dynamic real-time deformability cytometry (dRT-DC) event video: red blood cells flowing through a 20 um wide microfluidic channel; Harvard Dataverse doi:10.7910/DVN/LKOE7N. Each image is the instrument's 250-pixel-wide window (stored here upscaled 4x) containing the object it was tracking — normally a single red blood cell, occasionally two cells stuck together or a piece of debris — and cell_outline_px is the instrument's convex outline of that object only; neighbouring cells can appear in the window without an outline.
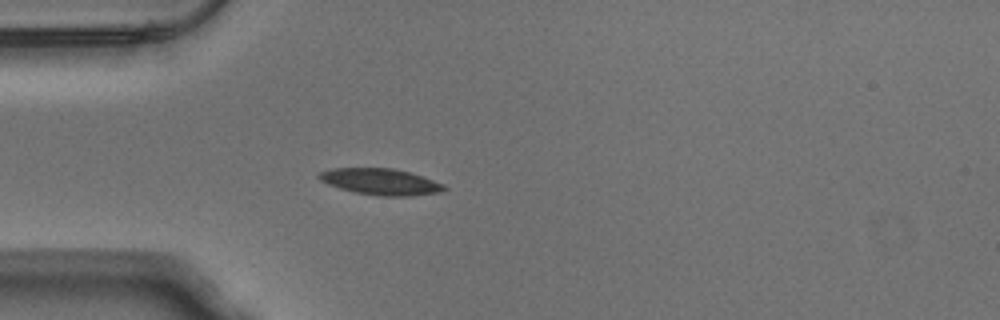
{"species": "Egyptian fruit bat (a non-hibernating species)", "species_latin": "Rousettus aegyptiacus", "temperature_condition": "warm", "stored_images_in_passage": 39, "camera_frame_rate_fps": 3000, "um_per_image_px": 0.085, "animal": {"sex": "male"}, "frame": {"image": 1, "passage_image": 1, "time_ms": 0.0, "image_size_px": [1000, 320], "cell_outline_px": [[448, 188], [440, 192], [412, 196], [380, 196], [356, 192], [340, 188], [328, 184], [320, 180], [316, 176], [320, 172], [332, 168], [392, 168], [408, 172], [444, 184]], "centroid_in_image_um": [32.34, 15.45], "position_along_channel_um": 52.7, "area_um2": 19.02}}
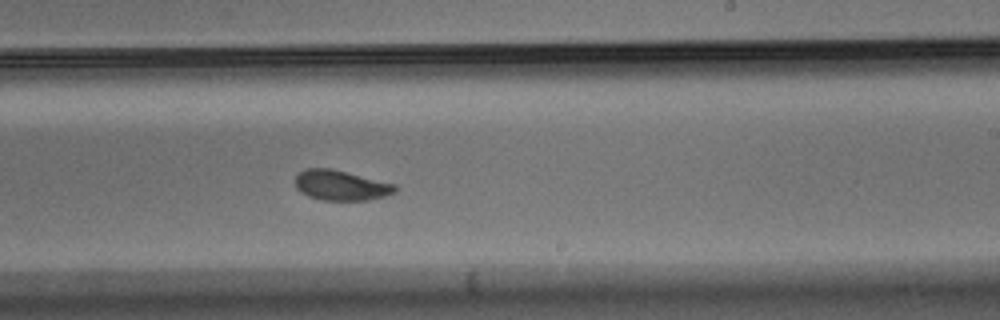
{"frame": {"image": 2, "passage_image": 18, "time_ms": 5.667, "image_size_px": [1000, 320], "cell_outline_px": [[396, 192], [384, 196], [368, 200], [324, 200], [308, 196], [300, 192], [296, 188], [296, 176], [304, 168], [332, 168], [396, 184]], "centroid_in_image_um": [28.98, 15.74], "position_along_channel_um": 260.0, "area_um2": 17.57}}
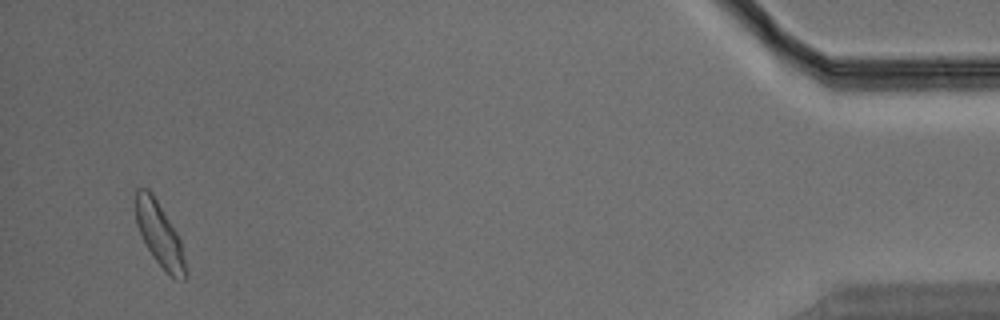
{"frame": {"image": 3, "passage_image": 37, "time_ms": 12.0, "image_size_px": [1000, 320], "cell_outline_px": [[188, 276], [184, 280], [176, 280], [152, 256], [136, 224], [136, 188], [148, 188], [152, 192], [176, 232], [180, 240], [188, 272]], "centroid_in_image_um": [13.58, 19.94], "position_along_channel_um": 421.6, "area_um2": 18.26}, "authors_computed_cell_mechanics": {"area_um2": 18.0336, "velocity_mm_per_s": 3.795, "shape_relaxation_time_tau1_ms": 2.5956, "shape_relaxation_time_tau2_ms": 2.082, "deformation_change_tau1": 0.117, "deformation_change_tau2": 0.0694}}